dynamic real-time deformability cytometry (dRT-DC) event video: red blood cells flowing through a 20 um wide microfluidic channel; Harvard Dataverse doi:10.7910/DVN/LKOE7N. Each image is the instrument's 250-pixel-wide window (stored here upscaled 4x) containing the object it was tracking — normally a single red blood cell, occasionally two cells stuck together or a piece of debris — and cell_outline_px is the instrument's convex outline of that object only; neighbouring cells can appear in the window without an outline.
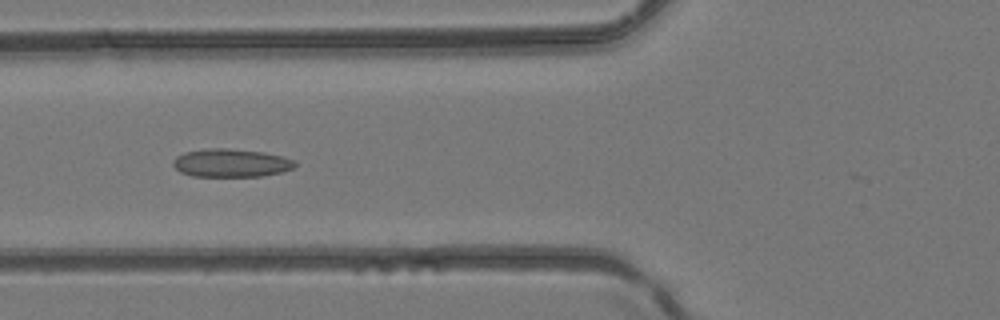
{"species": "common noctule bat (a hibernating species)", "species_latin": "Nyctalus noctula", "temperature_condition": "room temperature", "stored_images_in_passage": 5, "camera_frame_rate_fps": 3000, "um_per_image_px": 0.085, "animal": {"sex": "female", "body_mass_g": 24.6, "forearm_length_mm": 56.2}, "frame": {"image": 1, "passage_image": 5, "time_ms": 1.333, "image_size_px": [1000, 320], "cell_outline_px": [[296, 164], [292, 168], [280, 172], [260, 176], [192, 176], [180, 172], [172, 164], [172, 160], [176, 156], [184, 152], [208, 148], [228, 148], [264, 152], [284, 156], [296, 160]], "centroid_in_image_um": [19.62, 13.84], "position_along_channel_um": 106.2, "area_um2": 20.11}}